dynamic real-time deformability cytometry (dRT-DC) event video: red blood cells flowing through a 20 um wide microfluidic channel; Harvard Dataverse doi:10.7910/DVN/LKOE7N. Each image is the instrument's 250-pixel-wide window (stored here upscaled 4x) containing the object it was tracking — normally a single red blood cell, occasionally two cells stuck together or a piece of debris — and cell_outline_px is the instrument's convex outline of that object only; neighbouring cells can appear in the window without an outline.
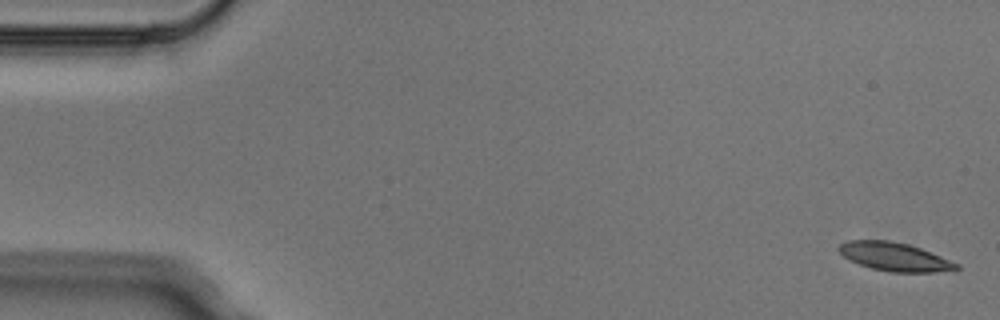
{"species": "Egyptian fruit bat (a non-hibernating species)", "species_latin": "Rousettus aegyptiacus", "temperature_condition": "cold", "stored_images_in_passage": 5, "camera_frame_rate_fps": 3000, "um_per_image_px": 0.085, "animal": {"sex": "male"}, "frame": {"image": 1, "passage_image": 1, "time_ms": 0.0, "image_size_px": [1000, 320], "cell_outline_px": [[960, 268], [932, 272], [892, 272], [872, 268], [848, 260], [836, 248], [840, 244], [848, 240], [888, 240], [908, 244], [920, 248], [960, 264]], "centroid_in_image_um": [76.0, 21.81], "position_along_channel_um": 9.0, "area_um2": 19.31}}
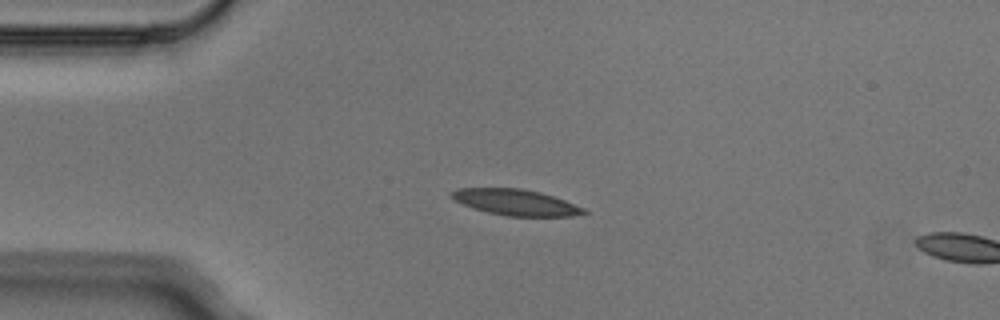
{"frame": {"image": 2, "passage_image": 4, "time_ms": 1.0, "image_size_px": [1000, 320], "cell_outline_px": [[588, 212], [572, 216], [504, 216], [472, 208], [452, 200], [448, 196], [448, 192], [456, 188], [520, 188], [540, 192], [564, 200], [584, 208]], "centroid_in_image_um": [43.74, 17.19], "position_along_channel_um": 41.3, "area_um2": 20.17}}